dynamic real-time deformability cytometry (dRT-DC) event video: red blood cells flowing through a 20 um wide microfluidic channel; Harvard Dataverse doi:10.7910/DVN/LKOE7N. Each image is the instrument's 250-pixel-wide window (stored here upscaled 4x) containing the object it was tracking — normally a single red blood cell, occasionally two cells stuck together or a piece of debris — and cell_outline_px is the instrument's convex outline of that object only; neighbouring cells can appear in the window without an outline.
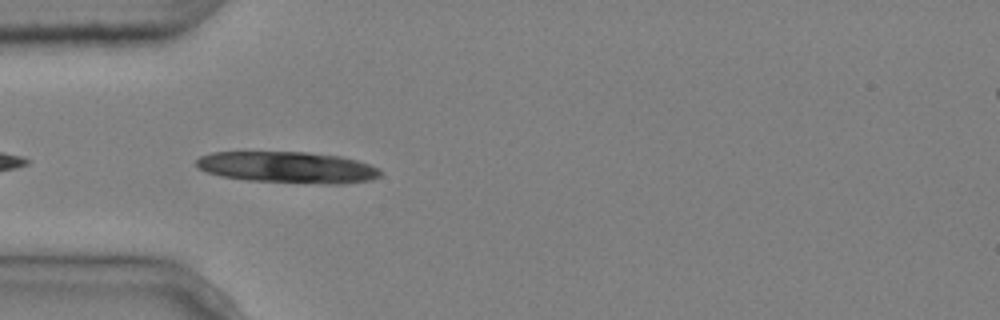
{"species": "common noctule bat (a hibernating species)", "species_latin": "Nyctalus noctula", "temperature_condition": "cold", "stored_images_in_passage": 7, "camera_frame_rate_fps": 3000, "um_per_image_px": 0.085, "animal": {"sex": "male", "body_mass_g": 20.4}, "frame": {"image": 1, "passage_image": 3, "time_ms": 0.667, "image_size_px": [1000, 320], "cell_outline_px": [[384, 172], [380, 176], [368, 180], [344, 184], [324, 184], [244, 180], [220, 176], [196, 168], [196, 160], [200, 156], [212, 152], [308, 152], [340, 156], [356, 160], [380, 168]], "centroid_in_image_um": [24.45, 14.23], "position_along_channel_um": 60.5, "area_um2": 33.93}}